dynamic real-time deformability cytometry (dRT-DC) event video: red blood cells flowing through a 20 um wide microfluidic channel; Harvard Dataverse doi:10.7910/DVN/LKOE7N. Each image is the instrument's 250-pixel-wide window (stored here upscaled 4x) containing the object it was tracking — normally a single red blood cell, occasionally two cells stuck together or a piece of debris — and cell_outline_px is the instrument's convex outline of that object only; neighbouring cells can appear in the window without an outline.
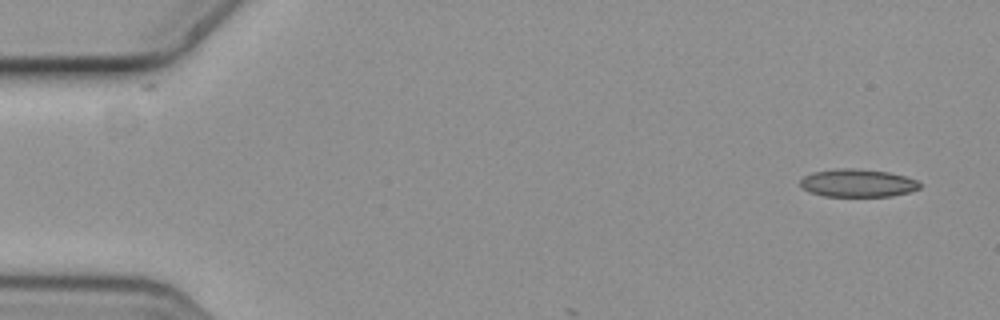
{"species": "common noctule bat (a hibernating species)", "species_latin": "Nyctalus noctula", "temperature_condition": "cold", "stored_images_in_passage": 4, "camera_frame_rate_fps": 3000, "um_per_image_px": 0.085, "animal": {"sex": "female", "body_mass_g": 19.3, "forearm_length_mm": 54.1}, "frame": {"image": 1, "passage_image": 1, "time_ms": 0.0, "image_size_px": [1000, 320], "cell_outline_px": [[920, 188], [908, 192], [892, 196], [824, 196], [808, 192], [800, 188], [800, 180], [804, 176], [812, 172], [840, 168], [856, 168], [888, 172], [904, 176], [916, 180], [920, 184]], "centroid_in_image_um": [72.85, 15.56], "position_along_channel_um": 12.2, "area_um2": 19.48}}
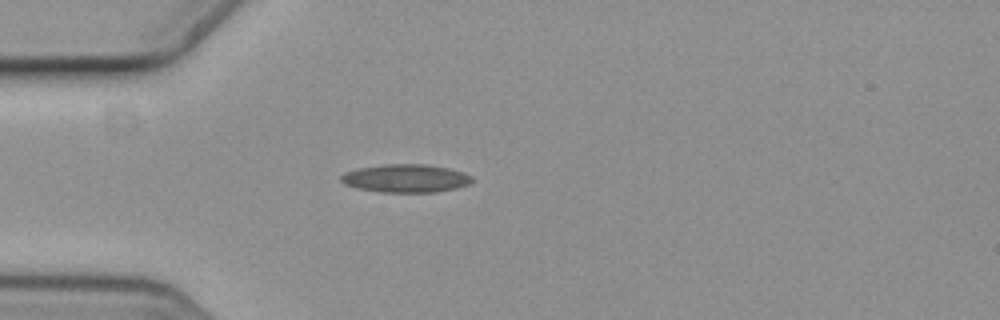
{"frame": {"image": 2, "passage_image": 4, "time_ms": 1.0, "image_size_px": [1000, 320], "cell_outline_px": [[472, 180], [468, 184], [456, 188], [436, 192], [380, 192], [356, 188], [344, 184], [340, 180], [340, 176], [344, 172], [360, 168], [384, 164], [428, 164], [448, 168], [464, 172], [472, 176]], "centroid_in_image_um": [34.47, 15.16], "position_along_channel_um": 50.5, "area_um2": 21.56}}